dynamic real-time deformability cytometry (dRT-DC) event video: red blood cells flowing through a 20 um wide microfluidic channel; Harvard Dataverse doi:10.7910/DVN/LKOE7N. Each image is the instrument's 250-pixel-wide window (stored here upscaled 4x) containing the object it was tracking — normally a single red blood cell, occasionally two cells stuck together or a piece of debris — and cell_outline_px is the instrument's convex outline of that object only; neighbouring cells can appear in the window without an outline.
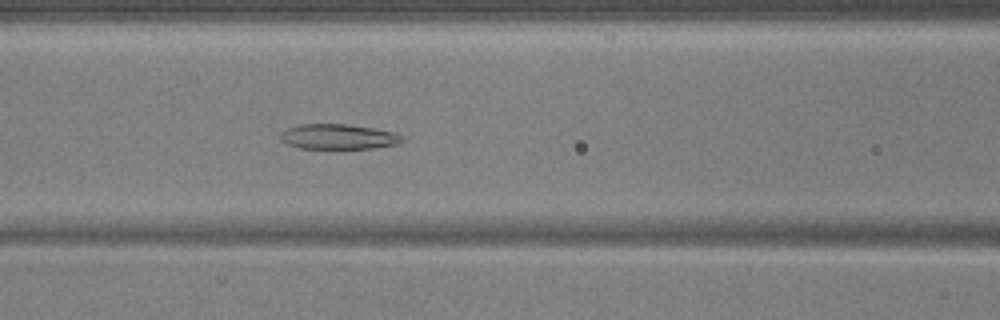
{"species": "common noctule bat (a hibernating species)", "species_latin": "Nyctalus noctula", "temperature_condition": "warm", "stored_images_in_passage": 55, "camera_frame_rate_fps": 3000, "um_per_image_px": 0.085, "animal": {"sex": "male", "body_mass_g": 17.9, "forearm_length_mm": 54.2}, "frame": {"image": 1, "passage_image": 24, "time_ms": 7.667, "image_size_px": [1000, 320], "cell_outline_px": [[404, 140], [396, 144], [372, 148], [300, 148], [288, 144], [280, 140], [280, 132], [288, 128], [300, 124], [348, 124], [396, 132], [404, 136]], "centroid_in_image_um": [28.76, 11.61], "position_along_channel_um": 137.8, "area_um2": 17.8}}
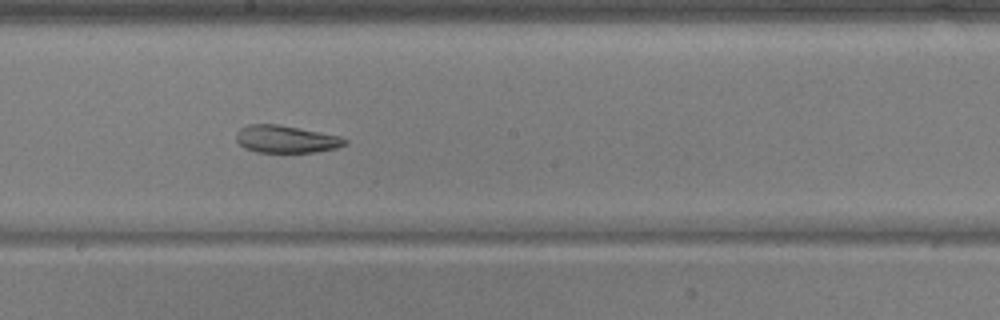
{"frame": {"image": 2, "passage_image": 31, "time_ms": 10.0, "image_size_px": [1000, 320], "cell_outline_px": [[348, 144], [336, 148], [316, 152], [256, 152], [244, 148], [236, 140], [236, 132], [240, 128], [248, 124], [280, 124], [340, 136], [348, 140]], "centroid_in_image_um": [24.31, 11.82], "position_along_channel_um": 223.9, "area_um2": 17.51}}
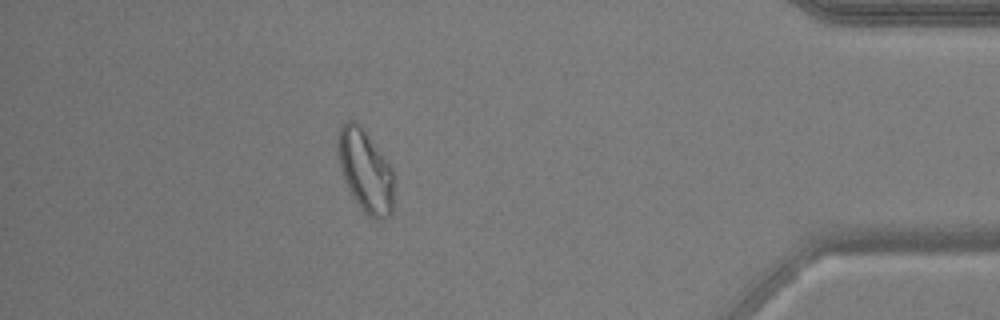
{"frame": {"image": 3, "passage_image": 49, "time_ms": 16.0, "image_size_px": [1000, 320], "cell_outline_px": [[396, 184], [392, 216], [380, 220], [376, 220], [368, 216], [360, 208], [348, 188], [340, 168], [336, 144], [340, 124], [344, 120], [356, 120], [364, 128], [392, 168], [396, 176]], "centroid_in_image_um": [31.1, 14.53], "position_along_channel_um": 404.1, "area_um2": 27.98}, "authors_computed_cell_mechanics": {"area_um2": 23.8714, "velocity_mm_per_s": 3.6929, "shape_relaxation_time_tau1_ms": null, "shape_relaxation_time_tau2_ms": 2.8605, "deformation_change_tau1": null, "deformation_change_tau2": 0.0991}}